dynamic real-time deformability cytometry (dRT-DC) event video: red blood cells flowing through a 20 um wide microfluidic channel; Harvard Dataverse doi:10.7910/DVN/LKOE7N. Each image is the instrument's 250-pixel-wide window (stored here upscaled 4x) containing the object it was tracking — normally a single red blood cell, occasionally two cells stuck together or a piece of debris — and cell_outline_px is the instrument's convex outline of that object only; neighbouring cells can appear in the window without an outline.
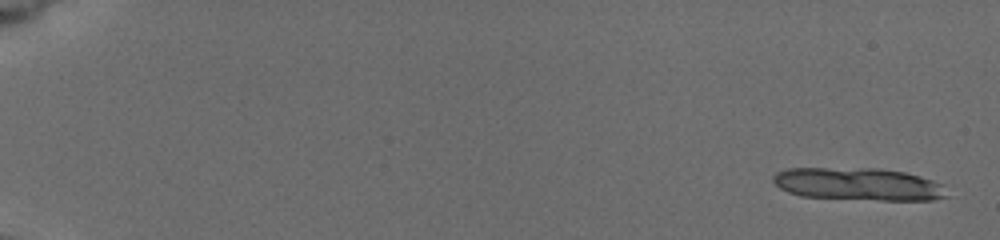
{"species": "common noctule bat (a hibernating species)", "species_latin": "Nyctalus noctula", "temperature_condition": "cold", "stored_images_in_passage": 7, "camera_frame_rate_fps": 3000, "um_per_image_px": 0.085, "animal": {"sex": "female", "body_mass_g": 19.5, "forearm_length_mm": 54.1}, "frame": {"image": 1, "passage_image": 1, "time_ms": 0.0, "image_size_px": [1000, 240], "cell_outline_px": [[948, 196], [932, 200], [880, 200], [800, 196], [788, 192], [780, 188], [772, 180], [772, 176], [776, 172], [788, 168], [880, 168], [904, 172], [920, 176], [944, 184]], "centroid_in_image_um": [72.97, 15.64], "position_along_channel_um": 12.0, "area_um2": 33.18}}